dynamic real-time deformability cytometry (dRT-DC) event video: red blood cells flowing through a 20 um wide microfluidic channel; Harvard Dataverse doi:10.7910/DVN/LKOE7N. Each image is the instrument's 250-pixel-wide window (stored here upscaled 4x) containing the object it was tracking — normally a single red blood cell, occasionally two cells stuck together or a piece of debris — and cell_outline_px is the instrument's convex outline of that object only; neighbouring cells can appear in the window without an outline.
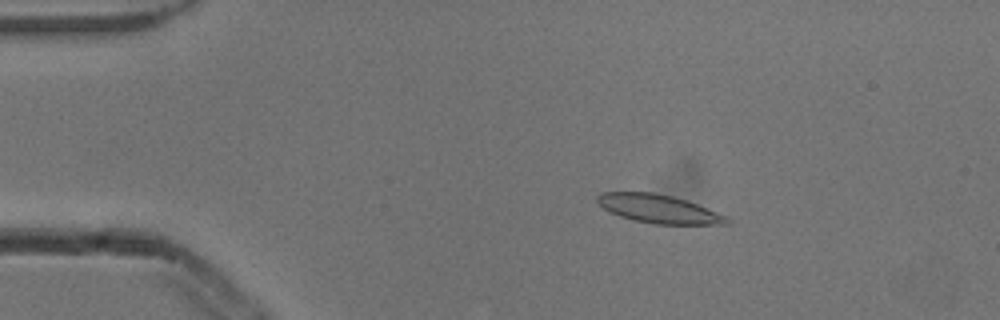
{"species": "common noctule bat (a hibernating species)", "species_latin": "Nyctalus noctula", "temperature_condition": "cold", "stored_images_in_passage": 4, "camera_frame_rate_fps": 3000, "um_per_image_px": 0.085, "animal": {"sex": "male", "body_mass_g": 13.3}, "frame": {"image": 1, "passage_image": 3, "time_ms": 0.667, "image_size_px": [1000, 320], "cell_outline_px": [[732, 220], [728, 224], [652, 224], [632, 220], [608, 212], [596, 200], [596, 196], [600, 192], [652, 192], [672, 196], [688, 200], [728, 216]], "centroid_in_image_um": [56.0, 17.75], "position_along_channel_um": 29.0, "area_um2": 21.73}}